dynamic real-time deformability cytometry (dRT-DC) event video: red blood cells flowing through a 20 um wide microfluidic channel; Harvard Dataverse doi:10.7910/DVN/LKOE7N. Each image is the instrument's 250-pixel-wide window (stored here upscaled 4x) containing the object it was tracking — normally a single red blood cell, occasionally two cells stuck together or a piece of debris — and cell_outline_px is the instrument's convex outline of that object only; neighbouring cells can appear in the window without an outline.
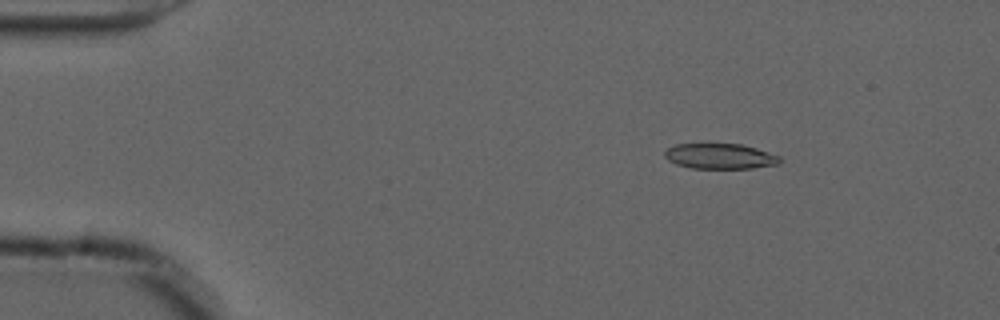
{"species": "common noctule bat (a hibernating species)", "species_latin": "Nyctalus noctula", "temperature_condition": "cold", "stored_images_in_passage": 19, "camera_frame_rate_fps": 3000, "um_per_image_px": 0.085, "animal": {"sex": "male", "forearm_length_mm": 52.5}, "frame": {"image": 1, "passage_image": 8, "time_ms": 2.333, "image_size_px": [1000, 320], "cell_outline_px": [[780, 164], [752, 168], [692, 168], [676, 164], [668, 160], [664, 156], [664, 152], [668, 148], [676, 144], [740, 144], [756, 148], [780, 156]], "centroid_in_image_um": [61.2, 13.28], "position_along_channel_um": 23.8, "area_um2": 16.94}}
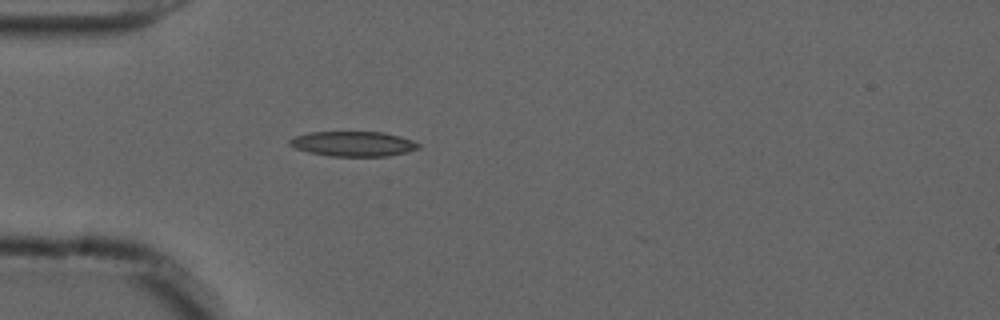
{"frame": {"image": 2, "passage_image": 16, "time_ms": 5.0, "image_size_px": [1000, 320], "cell_outline_px": [[420, 148], [408, 152], [388, 156], [328, 156], [308, 152], [296, 148], [288, 144], [288, 140], [296, 136], [308, 132], [384, 132], [400, 136], [412, 140], [420, 144]], "centroid_in_image_um": [30.03, 12.22], "position_along_channel_um": 55.0, "area_um2": 18.84}}